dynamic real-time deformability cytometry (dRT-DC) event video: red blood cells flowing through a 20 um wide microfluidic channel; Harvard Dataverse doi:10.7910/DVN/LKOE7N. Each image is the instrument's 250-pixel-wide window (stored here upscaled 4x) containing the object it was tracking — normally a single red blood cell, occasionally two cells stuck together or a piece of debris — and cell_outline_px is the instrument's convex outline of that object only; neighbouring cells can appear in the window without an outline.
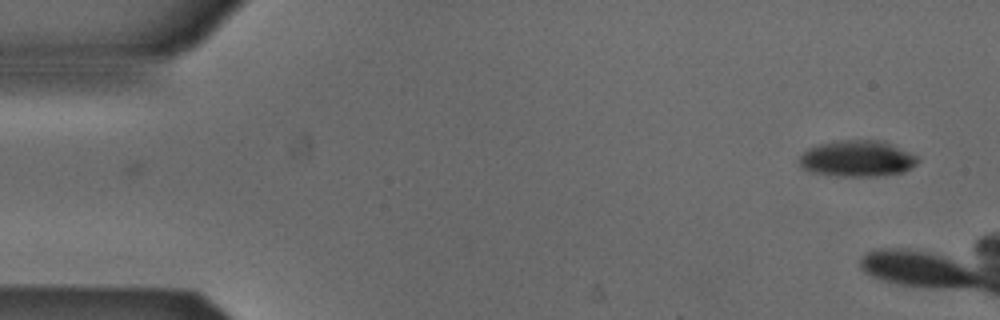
{"species": "Egyptian fruit bat (a non-hibernating species)", "species_latin": "Rousettus aegyptiacus", "temperature_condition": "cold", "stored_images_in_passage": 3, "camera_frame_rate_fps": 3000, "um_per_image_px": 0.085, "animal": {"sex": "male"}, "frame": {"image": 1, "passage_image": 3, "time_ms": 0.667, "image_size_px": [1000, 320], "cell_outline_px": [[920, 160], [912, 168], [904, 172], [884, 176], [836, 176], [812, 172], [800, 168], [796, 160], [808, 148], [820, 144], [840, 140], [876, 140], [888, 144], [908, 152], [916, 156]], "centroid_in_image_um": [72.81, 13.5], "position_along_channel_um": 12.2, "area_um2": 25.03}}